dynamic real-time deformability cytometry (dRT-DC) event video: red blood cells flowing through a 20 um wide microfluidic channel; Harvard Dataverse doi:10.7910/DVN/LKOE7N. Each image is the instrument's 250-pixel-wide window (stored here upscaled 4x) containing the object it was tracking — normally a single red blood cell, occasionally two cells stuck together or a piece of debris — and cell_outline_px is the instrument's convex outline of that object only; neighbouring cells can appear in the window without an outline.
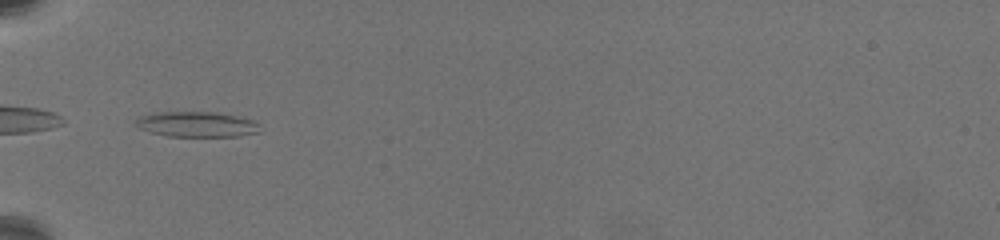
{"species": "common noctule bat (a hibernating species)", "species_latin": "Nyctalus noctula", "temperature_condition": "warm", "stored_images_in_passage": 40, "camera_frame_rate_fps": 3000, "um_per_image_px": 0.085, "animal": {"sex": "female", "body_mass_g": 19.5, "forearm_length_mm": 54.1}, "frame": {"image": 1, "passage_image": 1, "time_ms": 0.0, "image_size_px": [1000, 240], "cell_outline_px": [[260, 132], [236, 136], [168, 136], [152, 132], [140, 128], [132, 124], [140, 116], [160, 112], [216, 112], [236, 116], [252, 120], [260, 124]], "centroid_in_image_um": [16.73, 10.56], "position_along_channel_um": 68.3, "area_um2": 18.21}}
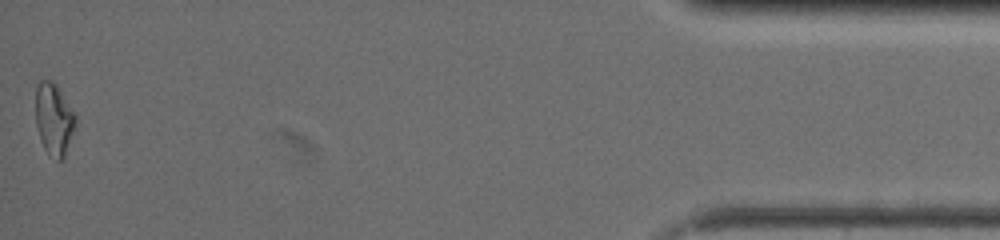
{"frame": {"image": 2, "passage_image": 40, "time_ms": 13.0, "image_size_px": [1000, 240], "cell_outline_px": [[76, 124], [64, 156], [60, 160], [56, 160], [48, 156], [40, 140], [36, 124], [36, 88], [40, 80], [48, 80], [56, 84], [76, 112]], "centroid_in_image_um": [4.59, 10.13], "position_along_channel_um": 430.6, "area_um2": 16.88}, "authors_computed_cell_mechanics": {"area_um2": 15.8372, "velocity_mm_per_s": 3.4217, "shape_relaxation_time_tau1_ms": null, "shape_relaxation_time_tau2_ms": 5.3308, "deformation_change_tau1": null, "deformation_change_tau2": 0.1575}}